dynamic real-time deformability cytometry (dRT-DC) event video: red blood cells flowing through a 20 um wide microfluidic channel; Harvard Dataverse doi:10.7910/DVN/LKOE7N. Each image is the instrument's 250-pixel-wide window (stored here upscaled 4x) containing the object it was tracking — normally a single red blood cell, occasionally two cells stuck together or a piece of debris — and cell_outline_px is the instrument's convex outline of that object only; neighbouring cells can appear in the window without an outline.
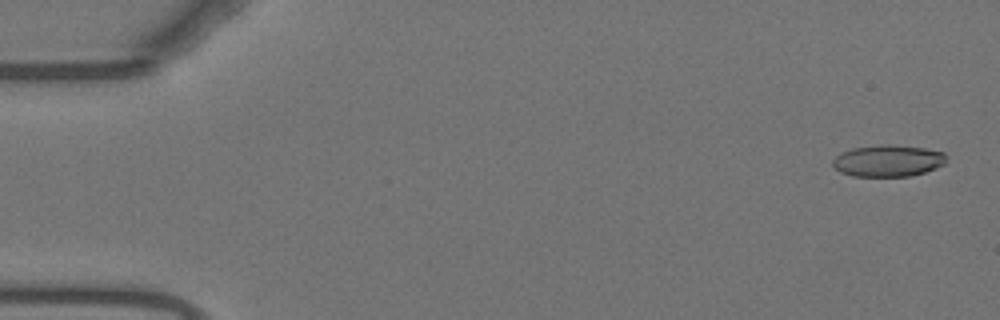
{"species": "Egyptian fruit bat (a non-hibernating species)", "species_latin": "Rousettus aegyptiacus", "temperature_condition": "warm", "stored_images_in_passage": 54, "camera_frame_rate_fps": 3000, "um_per_image_px": 0.085, "animal": {"sex": "female"}, "frame": {"image": 1, "passage_image": 2, "time_ms": 0.333, "image_size_px": [1000, 320], "cell_outline_px": [[948, 156], [944, 164], [936, 168], [912, 176], [852, 176], [840, 172], [832, 164], [832, 160], [840, 152], [852, 148], [880, 144], [888, 144], [924, 148], [944, 152]], "centroid_in_image_um": [75.48, 13.66], "position_along_channel_um": 9.5, "area_um2": 21.15}}
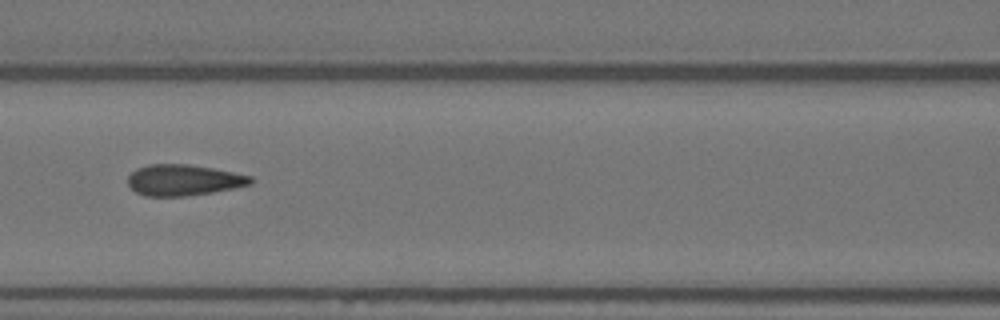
{"frame": {"image": 2, "passage_image": 24, "time_ms": 7.667, "image_size_px": [1000, 320], "cell_outline_px": [[252, 184], [212, 192], [184, 196], [144, 196], [136, 192], [128, 184], [128, 176], [136, 168], [148, 164], [188, 164], [212, 168], [252, 176]], "centroid_in_image_um": [15.57, 15.3], "position_along_channel_um": 151.0, "area_um2": 22.08}}
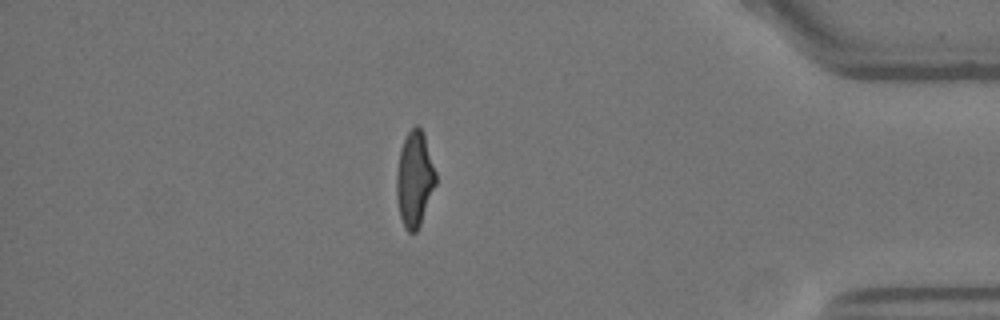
{"frame": {"image": 3, "passage_image": 47, "time_ms": 15.333, "image_size_px": [1000, 320], "cell_outline_px": [[436, 184], [420, 224], [416, 232], [408, 232], [404, 228], [400, 216], [396, 196], [396, 172], [400, 148], [408, 132], [416, 124], [420, 128], [424, 136], [436, 172]], "centroid_in_image_um": [35.22, 15.24], "position_along_channel_um": 400.0, "area_um2": 21.68}, "authors_computed_cell_mechanics": {"area_um2": 22.1085, "velocity_mm_per_s": 3.7444, "shape_relaxation_time_tau1_ms": null, "shape_relaxation_time_tau2_ms": 0.8742, "deformation_change_tau1": null, "deformation_change_tau2": 0.094}}